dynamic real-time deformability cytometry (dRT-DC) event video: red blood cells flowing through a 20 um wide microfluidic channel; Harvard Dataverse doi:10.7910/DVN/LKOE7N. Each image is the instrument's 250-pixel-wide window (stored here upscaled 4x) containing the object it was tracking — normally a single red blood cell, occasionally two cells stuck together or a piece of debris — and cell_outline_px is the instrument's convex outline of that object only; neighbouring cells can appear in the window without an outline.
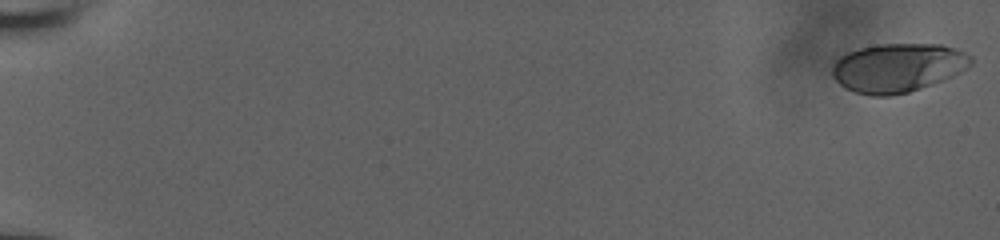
{"species": "human", "species_latin": "Homo sapiens", "temperature_condition": "room temperature", "stored_images_in_passage": 33, "camera_frame_rate_fps": 3000, "um_per_image_px": 0.085, "donor": {"sex": "male"}, "frame": {"image": 1, "passage_image": 1, "time_ms": 0.0, "image_size_px": [1000, 240], "cell_outline_px": [[972, 64], [968, 68], [952, 76], [920, 88], [908, 92], [888, 96], [872, 96], [856, 92], [844, 88], [832, 76], [832, 68], [836, 60], [840, 56], [848, 52], [860, 48], [876, 44], [940, 44], [956, 48], [972, 56]], "centroid_in_image_um": [76.31, 5.75], "position_along_channel_um": 8.7, "area_um2": 39.48}}
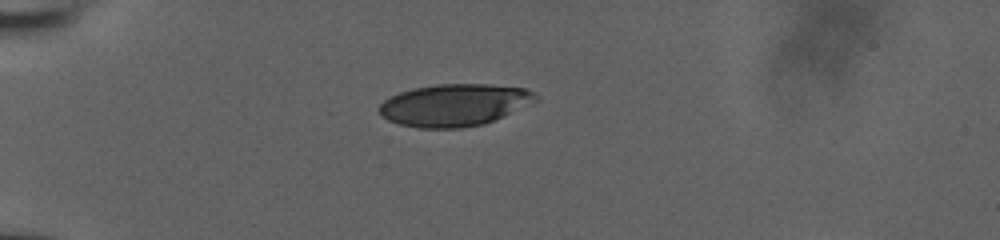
{"frame": {"image": 2, "passage_image": 27, "time_ms": 5.667, "image_size_px": [1000, 240], "cell_outline_px": [[540, 96], [532, 104], [484, 124], [460, 128], [416, 128], [400, 124], [388, 120], [376, 108], [384, 100], [400, 92], [416, 88], [436, 84], [488, 84], [524, 88]], "centroid_in_image_um": [38.64, 8.93], "position_along_channel_um": 46.4, "area_um2": 38.38}}